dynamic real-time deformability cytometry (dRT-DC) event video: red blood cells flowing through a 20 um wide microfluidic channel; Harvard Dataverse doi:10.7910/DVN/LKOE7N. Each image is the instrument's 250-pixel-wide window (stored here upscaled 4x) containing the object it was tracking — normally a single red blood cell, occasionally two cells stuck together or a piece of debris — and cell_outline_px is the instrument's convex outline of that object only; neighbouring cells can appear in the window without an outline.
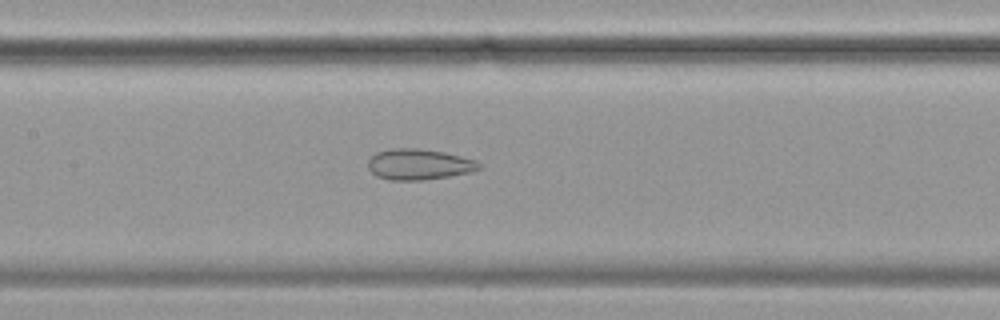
{"species": "common noctule bat (a hibernating species)", "species_latin": "Nyctalus noctula", "temperature_condition": "cold", "stored_images_in_passage": 42, "camera_frame_rate_fps": 3000, "um_per_image_px": 0.085, "animal": {"sex": "female", "body_mass_g": 19.9}, "frame": {"image": 1, "passage_image": 14, "time_ms": 4.333, "image_size_px": [1000, 320], "cell_outline_px": [[484, 168], [468, 172], [448, 176], [424, 180], [388, 180], [376, 176], [368, 168], [368, 160], [376, 152], [392, 148], [416, 148], [444, 152], [476, 160]], "centroid_in_image_um": [35.59, 13.97], "position_along_channel_um": 171.8, "area_um2": 19.94}}
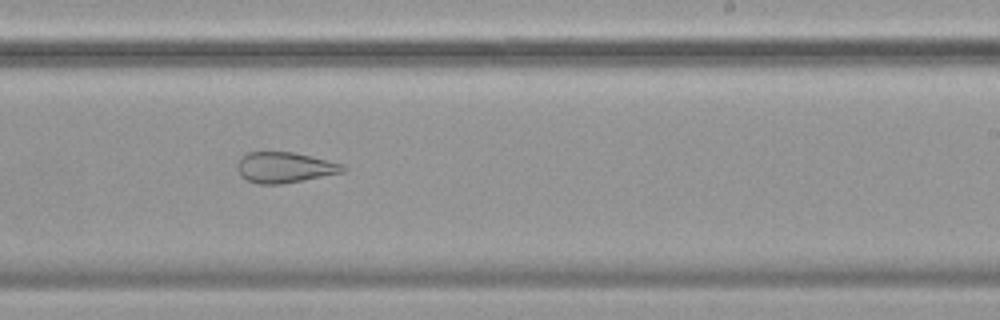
{"frame": {"image": 2, "passage_image": 22, "time_ms": 7.0, "image_size_px": [1000, 320], "cell_outline_px": [[348, 168], [344, 172], [280, 184], [256, 184], [240, 176], [236, 168], [236, 164], [240, 156], [248, 152], [292, 152], [340, 164]], "centroid_in_image_um": [24.1, 14.24], "position_along_channel_um": 264.9, "area_um2": 18.67}}
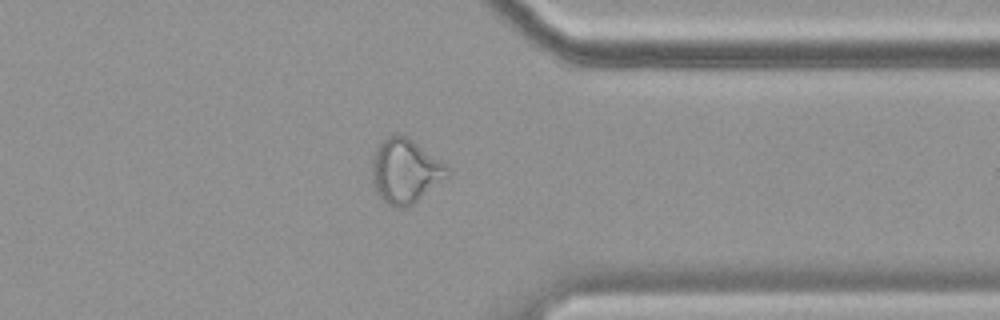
{"frame": {"image": 3, "passage_image": 32, "time_ms": 10.333, "image_size_px": [1000, 320], "cell_outline_px": [[452, 172], [448, 176], [408, 208], [396, 208], [388, 204], [380, 196], [376, 188], [372, 176], [372, 160], [376, 148], [388, 136], [396, 132], [400, 132], [448, 164]], "centroid_in_image_um": [34.48, 14.52], "position_along_channel_um": 376.9, "area_um2": 28.32}}